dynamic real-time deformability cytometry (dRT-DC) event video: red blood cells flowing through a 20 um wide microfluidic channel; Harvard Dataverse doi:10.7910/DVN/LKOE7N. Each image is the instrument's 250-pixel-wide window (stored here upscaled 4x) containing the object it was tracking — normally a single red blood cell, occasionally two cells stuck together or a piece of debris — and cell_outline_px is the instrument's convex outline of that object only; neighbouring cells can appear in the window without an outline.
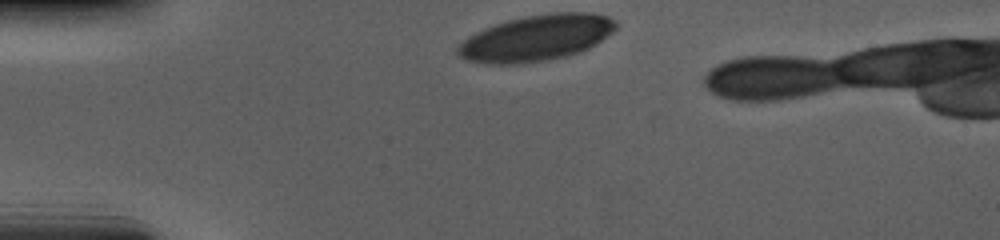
{"species": "human", "species_latin": "Homo sapiens", "temperature_condition": "cold", "stored_images_in_passage": 34, "camera_frame_rate_fps": 3000, "um_per_image_px": 0.085, "donor": {"sex": "male"}, "frame": {"image": 1, "passage_image": 1, "time_ms": 0.0, "image_size_px": [1000, 240], "cell_outline_px": [[616, 28], [608, 36], [596, 44], [580, 52], [568, 56], [548, 60], [520, 64], [484, 64], [468, 60], [460, 56], [456, 52], [456, 48], [468, 36], [484, 28], [508, 20], [528, 16], [552, 12], [588, 12], [608, 16], [616, 20]], "centroid_in_image_um": [45.6, 3.23], "position_along_channel_um": 39.4, "area_um2": 42.48}}
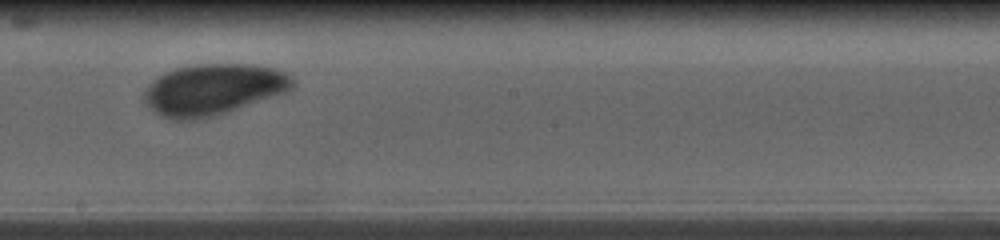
{"frame": {"image": 2, "passage_image": 20, "time_ms": 6.333, "image_size_px": [1000, 240], "cell_outline_px": [[296, 84], [288, 92], [216, 116], [196, 120], [168, 120], [160, 116], [148, 108], [144, 104], [140, 96], [144, 88], [152, 80], [164, 72], [176, 68], [196, 64], [252, 64], [276, 68], [292, 76], [296, 80]], "centroid_in_image_um": [18.09, 7.62], "position_along_channel_um": 230.1, "area_um2": 45.37}}
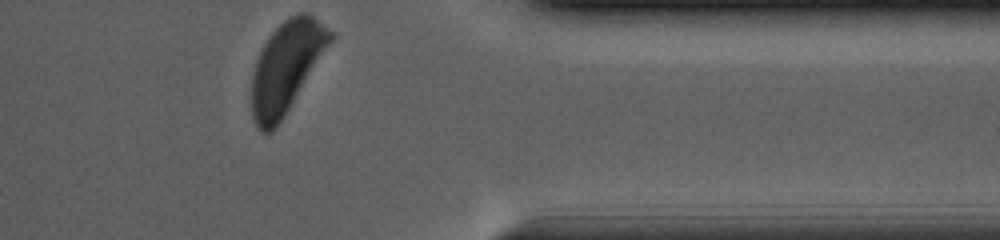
{"frame": {"image": 3, "passage_image": 34, "time_ms": 11.0, "image_size_px": [1000, 240], "cell_outline_px": [[336, 36], [284, 116], [276, 128], [272, 132], [260, 132], [256, 128], [252, 116], [252, 76], [256, 60], [268, 36], [288, 16], [300, 12], [308, 12], [336, 32]], "centroid_in_image_um": [24.37, 5.67], "position_along_channel_um": 387.0, "area_um2": 41.85}, "authors_computed_cell_mechanics": {"area_um2": 43.8702, "velocity_mm_per_s": 3.647, "shape_relaxation_time_tau1_ms": 3.1129, "shape_relaxation_time_tau2_ms": null, "deformation_change_tau1": 0.143, "deformation_change_tau2": null}}